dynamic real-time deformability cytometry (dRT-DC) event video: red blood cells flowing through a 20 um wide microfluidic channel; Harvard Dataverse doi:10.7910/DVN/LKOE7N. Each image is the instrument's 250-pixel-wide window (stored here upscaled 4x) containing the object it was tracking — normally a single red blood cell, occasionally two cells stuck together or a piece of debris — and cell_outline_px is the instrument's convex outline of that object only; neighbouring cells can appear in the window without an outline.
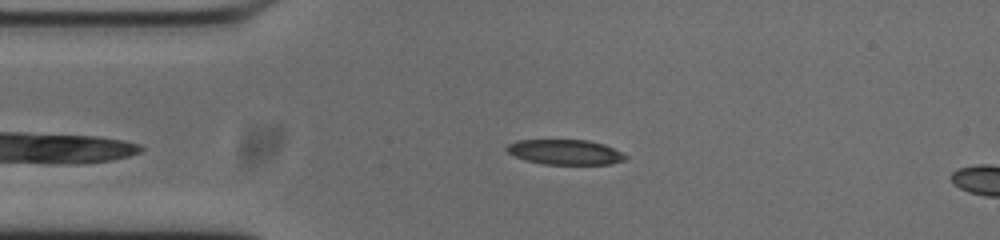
{"species": "common noctule bat (a hibernating species)", "species_latin": "Nyctalus noctula", "temperature_condition": "cold", "stored_images_in_passage": 13, "camera_frame_rate_fps": 3000, "um_per_image_px": 0.085, "animal": {"sex": "male", "body_mass_g": 20.0, "forearm_length_mm": 53.3}, "frame": {"image": 1, "passage_image": 10, "time_ms": 3.0, "image_size_px": [1000, 240], "cell_outline_px": [[628, 156], [624, 160], [612, 164], [544, 164], [524, 160], [508, 152], [504, 148], [508, 144], [516, 140], [588, 140], [604, 144]], "centroid_in_image_um": [48.01, 12.92], "position_along_channel_um": 37.0, "area_um2": 17.28}}